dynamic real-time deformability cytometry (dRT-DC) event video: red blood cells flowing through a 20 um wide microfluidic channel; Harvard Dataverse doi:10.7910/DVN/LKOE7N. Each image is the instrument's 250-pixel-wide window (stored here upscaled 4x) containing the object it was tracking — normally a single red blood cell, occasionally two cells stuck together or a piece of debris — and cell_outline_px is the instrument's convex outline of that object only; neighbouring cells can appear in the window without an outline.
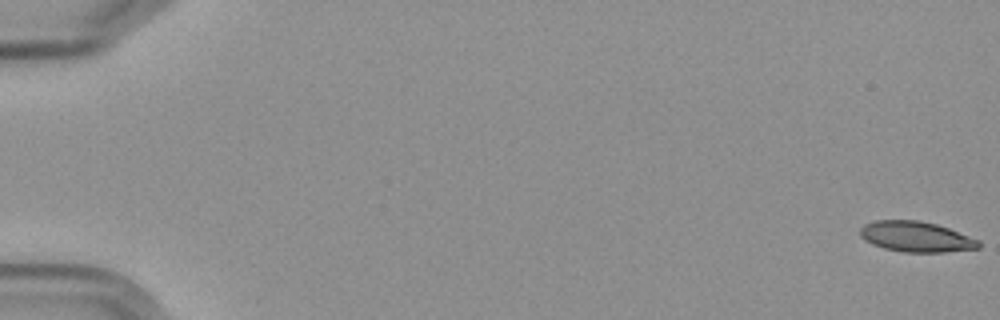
{"species": "Egyptian fruit bat (a non-hibernating species)", "species_latin": "Rousettus aegyptiacus", "temperature_condition": "cold", "stored_images_in_passage": 7, "camera_frame_rate_fps": 3000, "um_per_image_px": 0.085, "frame": {"image": 1, "passage_image": 1, "time_ms": 0.0, "image_size_px": [1000, 320], "cell_outline_px": [[980, 248], [944, 252], [904, 252], [884, 248], [872, 244], [864, 240], [860, 236], [860, 228], [864, 224], [876, 220], [920, 220], [936, 224], [948, 228], [980, 240]], "centroid_in_image_um": [77.86, 20.12], "position_along_channel_um": 7.1, "area_um2": 21.1}}
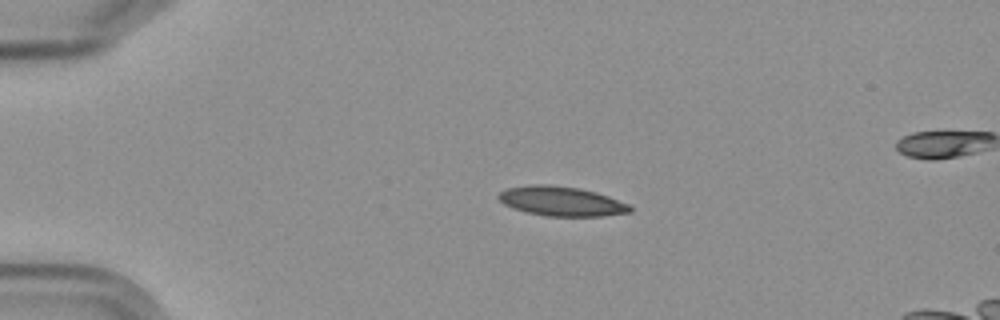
{"frame": {"image": 2, "passage_image": 5, "time_ms": 4.333, "image_size_px": [1000, 320], "cell_outline_px": [[632, 212], [604, 216], [544, 216], [524, 212], [512, 208], [504, 204], [496, 196], [500, 192], [508, 188], [528, 184], [548, 184], [580, 188], [596, 192], [608, 196], [628, 204], [632, 208]], "centroid_in_image_um": [47.7, 17.1], "position_along_channel_um": 37.3, "area_um2": 22.83}}